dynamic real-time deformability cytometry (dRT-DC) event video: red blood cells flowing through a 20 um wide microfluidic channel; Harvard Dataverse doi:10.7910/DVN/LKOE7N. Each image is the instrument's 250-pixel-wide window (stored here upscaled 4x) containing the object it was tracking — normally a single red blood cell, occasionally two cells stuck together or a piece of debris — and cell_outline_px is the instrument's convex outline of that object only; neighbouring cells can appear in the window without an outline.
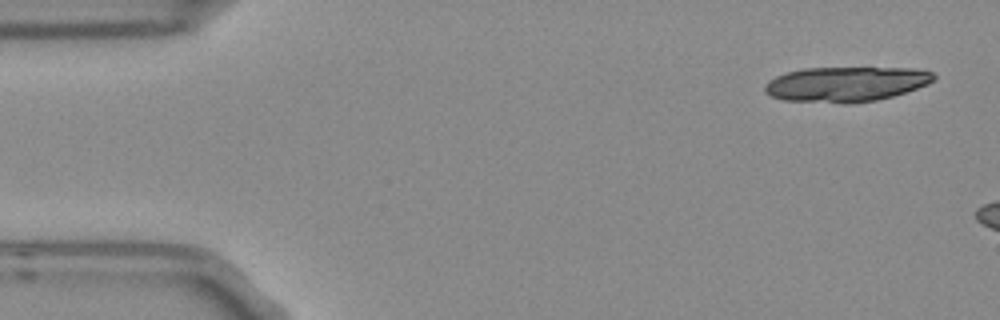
{"species": "Egyptian fruit bat (a non-hibernating species)", "species_latin": "Rousettus aegyptiacus", "temperature_condition": "room temperature", "stored_images_in_passage": 2, "camera_frame_rate_fps": 3000, "um_per_image_px": 0.085, "frame": {"image": 1, "passage_image": 1, "time_ms": 0.0, "image_size_px": [1000, 320], "cell_outline_px": [[936, 76], [928, 84], [892, 96], [876, 100], [852, 104], [844, 104], [784, 100], [772, 96], [764, 92], [764, 84], [776, 76], [788, 72], [804, 68], [912, 68], [932, 72]], "centroid_in_image_um": [71.88, 7.16], "position_along_channel_um": 13.1, "area_um2": 34.45}}